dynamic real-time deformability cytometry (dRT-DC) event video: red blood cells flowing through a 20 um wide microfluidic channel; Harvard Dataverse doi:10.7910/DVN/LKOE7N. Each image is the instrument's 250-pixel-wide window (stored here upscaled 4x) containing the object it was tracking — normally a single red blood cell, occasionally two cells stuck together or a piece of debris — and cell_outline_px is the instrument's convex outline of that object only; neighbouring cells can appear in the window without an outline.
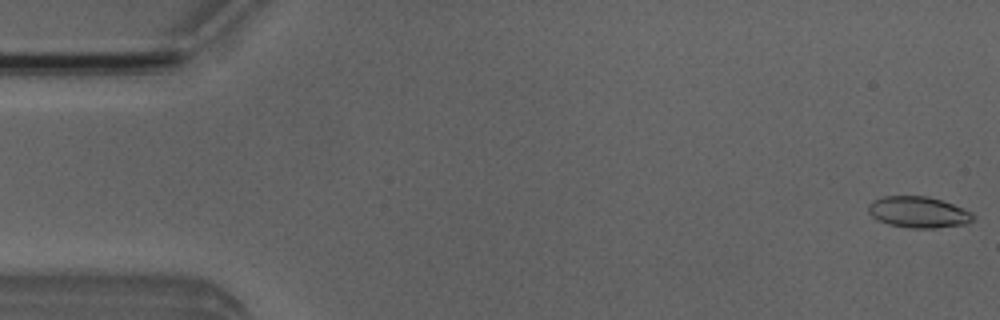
{"species": "Egyptian fruit bat (a non-hibernating species)", "species_latin": "Rousettus aegyptiacus", "temperature_condition": "room temperature", "stored_images_in_passage": 4, "camera_frame_rate_fps": 3000, "um_per_image_px": 0.085, "animal": {"sex": "male"}, "frame": {"image": 1, "passage_image": 1, "time_ms": 0.0, "image_size_px": [1000, 320], "cell_outline_px": [[976, 216], [972, 220], [964, 224], [936, 228], [912, 228], [888, 224], [872, 216], [868, 212], [868, 204], [872, 200], [884, 196], [928, 196], [964, 208], [972, 212]], "centroid_in_image_um": [78.06, 18.03], "position_along_channel_um": 6.9, "area_um2": 19.02}}
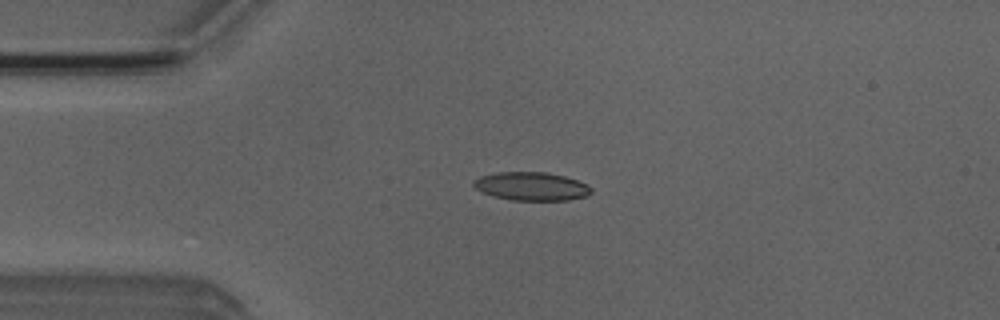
{"frame": {"image": 2, "passage_image": 4, "time_ms": 3.667, "image_size_px": [1000, 320], "cell_outline_px": [[592, 192], [588, 196], [568, 200], [512, 200], [492, 196], [476, 188], [472, 184], [480, 176], [500, 172], [544, 172], [564, 176], [588, 184], [592, 188]], "centroid_in_image_um": [45.22, 15.84], "position_along_channel_um": 39.8, "area_um2": 19.36}}